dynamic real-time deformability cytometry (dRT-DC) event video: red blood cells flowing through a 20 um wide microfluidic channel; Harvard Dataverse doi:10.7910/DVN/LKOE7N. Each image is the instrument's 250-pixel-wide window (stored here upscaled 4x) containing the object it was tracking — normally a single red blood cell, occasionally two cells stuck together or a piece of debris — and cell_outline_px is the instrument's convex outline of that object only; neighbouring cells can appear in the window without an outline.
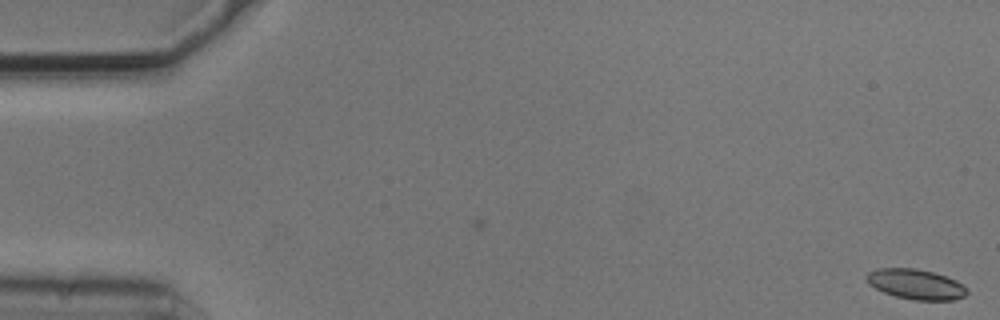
{"species": "common noctule bat (a hibernating species)", "species_latin": "Nyctalus noctula", "temperature_condition": "cold", "stored_images_in_passage": 26, "camera_frame_rate_fps": 3000, "um_per_image_px": 0.085, "animal": {"sex": "male", "body_mass_g": 20.5, "forearm_length_mm": 52.5}, "frame": {"image": 1, "passage_image": 1, "time_ms": 0.0, "image_size_px": [1000, 320], "cell_outline_px": [[968, 292], [964, 296], [952, 300], [912, 300], [896, 296], [884, 292], [868, 284], [864, 276], [868, 272], [880, 268], [916, 268], [932, 272], [956, 280], [964, 284]], "centroid_in_image_um": [77.83, 24.16], "position_along_channel_um": 7.2, "area_um2": 17.63}}
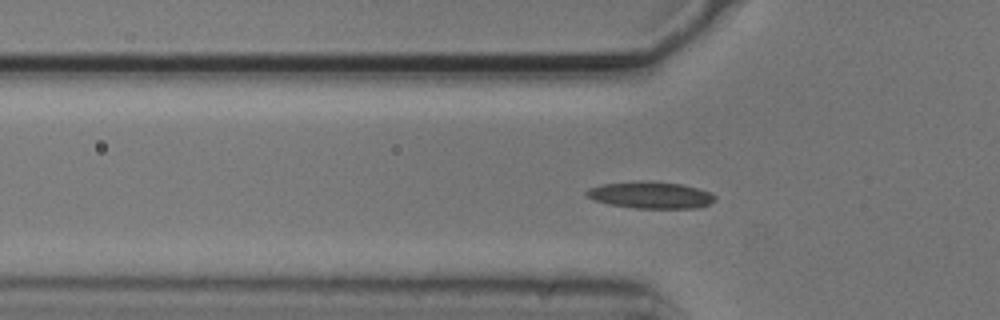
{"frame": {"image": 2, "passage_image": 18, "time_ms": 5.667, "image_size_px": [1000, 320], "cell_outline_px": [[716, 200], [708, 204], [696, 208], [636, 208], [608, 204], [592, 200], [584, 192], [588, 188], [604, 184], [680, 184], [712, 192], [716, 196]], "centroid_in_image_um": [55.34, 16.64], "position_along_channel_um": 70.5, "area_um2": 18.96}}
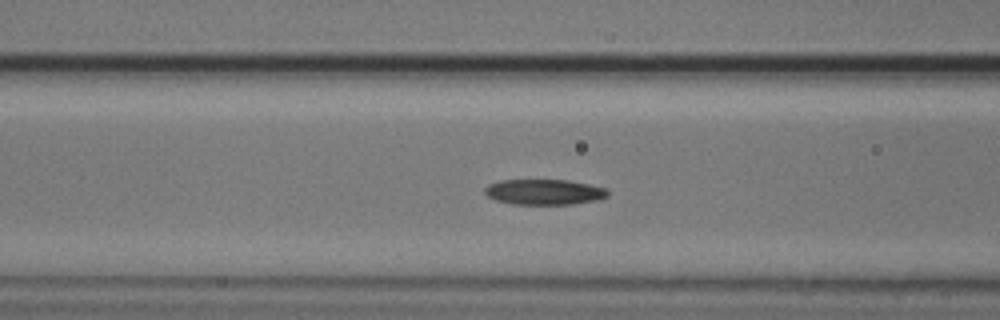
{"frame": {"image": 3, "passage_image": 22, "time_ms": 7.0, "image_size_px": [1000, 320], "cell_outline_px": [[608, 196], [600, 200], [572, 204], [512, 204], [496, 200], [488, 196], [484, 192], [484, 188], [488, 184], [500, 180], [568, 180], [608, 188]], "centroid_in_image_um": [46.28, 16.32], "position_along_channel_um": 120.3, "area_um2": 18.38}}